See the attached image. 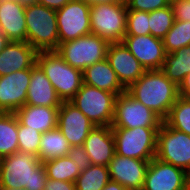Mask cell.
Returning <instances> with one entry per match:
<instances>
[{"label": "cell", "mask_w": 190, "mask_h": 190, "mask_svg": "<svg viewBox=\"0 0 190 190\" xmlns=\"http://www.w3.org/2000/svg\"><path fill=\"white\" fill-rule=\"evenodd\" d=\"M179 96L190 98V74L187 75L184 81L179 86Z\"/></svg>", "instance_id": "cell-39"}, {"label": "cell", "mask_w": 190, "mask_h": 190, "mask_svg": "<svg viewBox=\"0 0 190 190\" xmlns=\"http://www.w3.org/2000/svg\"><path fill=\"white\" fill-rule=\"evenodd\" d=\"M90 8L84 0H71L56 10L59 44L91 33Z\"/></svg>", "instance_id": "cell-11"}, {"label": "cell", "mask_w": 190, "mask_h": 190, "mask_svg": "<svg viewBox=\"0 0 190 190\" xmlns=\"http://www.w3.org/2000/svg\"><path fill=\"white\" fill-rule=\"evenodd\" d=\"M0 190H25V189H4V188H0Z\"/></svg>", "instance_id": "cell-45"}, {"label": "cell", "mask_w": 190, "mask_h": 190, "mask_svg": "<svg viewBox=\"0 0 190 190\" xmlns=\"http://www.w3.org/2000/svg\"><path fill=\"white\" fill-rule=\"evenodd\" d=\"M166 53L174 52L190 45V22L175 20L171 29L162 39Z\"/></svg>", "instance_id": "cell-30"}, {"label": "cell", "mask_w": 190, "mask_h": 190, "mask_svg": "<svg viewBox=\"0 0 190 190\" xmlns=\"http://www.w3.org/2000/svg\"><path fill=\"white\" fill-rule=\"evenodd\" d=\"M118 95L82 83L80 90L69 101L95 126H110L113 123L115 101Z\"/></svg>", "instance_id": "cell-5"}, {"label": "cell", "mask_w": 190, "mask_h": 190, "mask_svg": "<svg viewBox=\"0 0 190 190\" xmlns=\"http://www.w3.org/2000/svg\"><path fill=\"white\" fill-rule=\"evenodd\" d=\"M31 69L0 76V112L14 113L26 103Z\"/></svg>", "instance_id": "cell-14"}, {"label": "cell", "mask_w": 190, "mask_h": 190, "mask_svg": "<svg viewBox=\"0 0 190 190\" xmlns=\"http://www.w3.org/2000/svg\"><path fill=\"white\" fill-rule=\"evenodd\" d=\"M164 121L171 128L190 135V98L179 96Z\"/></svg>", "instance_id": "cell-29"}, {"label": "cell", "mask_w": 190, "mask_h": 190, "mask_svg": "<svg viewBox=\"0 0 190 190\" xmlns=\"http://www.w3.org/2000/svg\"><path fill=\"white\" fill-rule=\"evenodd\" d=\"M67 156L75 162V166L79 167L80 171H84L91 165L89 155L83 146H71Z\"/></svg>", "instance_id": "cell-35"}, {"label": "cell", "mask_w": 190, "mask_h": 190, "mask_svg": "<svg viewBox=\"0 0 190 190\" xmlns=\"http://www.w3.org/2000/svg\"><path fill=\"white\" fill-rule=\"evenodd\" d=\"M106 59L125 89H128L146 72L145 68L122 42L109 43Z\"/></svg>", "instance_id": "cell-17"}, {"label": "cell", "mask_w": 190, "mask_h": 190, "mask_svg": "<svg viewBox=\"0 0 190 190\" xmlns=\"http://www.w3.org/2000/svg\"><path fill=\"white\" fill-rule=\"evenodd\" d=\"M126 3H98L91 5V33L108 43L122 42L126 34Z\"/></svg>", "instance_id": "cell-6"}, {"label": "cell", "mask_w": 190, "mask_h": 190, "mask_svg": "<svg viewBox=\"0 0 190 190\" xmlns=\"http://www.w3.org/2000/svg\"><path fill=\"white\" fill-rule=\"evenodd\" d=\"M83 147L92 165L108 166L115 151V138L110 126H95L84 141Z\"/></svg>", "instance_id": "cell-18"}, {"label": "cell", "mask_w": 190, "mask_h": 190, "mask_svg": "<svg viewBox=\"0 0 190 190\" xmlns=\"http://www.w3.org/2000/svg\"><path fill=\"white\" fill-rule=\"evenodd\" d=\"M83 83L116 95L126 91L107 59L94 63L82 71Z\"/></svg>", "instance_id": "cell-23"}, {"label": "cell", "mask_w": 190, "mask_h": 190, "mask_svg": "<svg viewBox=\"0 0 190 190\" xmlns=\"http://www.w3.org/2000/svg\"><path fill=\"white\" fill-rule=\"evenodd\" d=\"M186 190H190V178L187 179Z\"/></svg>", "instance_id": "cell-44"}, {"label": "cell", "mask_w": 190, "mask_h": 190, "mask_svg": "<svg viewBox=\"0 0 190 190\" xmlns=\"http://www.w3.org/2000/svg\"><path fill=\"white\" fill-rule=\"evenodd\" d=\"M16 1H19L20 3L27 5V4L36 3L37 0H16Z\"/></svg>", "instance_id": "cell-43"}, {"label": "cell", "mask_w": 190, "mask_h": 190, "mask_svg": "<svg viewBox=\"0 0 190 190\" xmlns=\"http://www.w3.org/2000/svg\"><path fill=\"white\" fill-rule=\"evenodd\" d=\"M176 1H179V0H168V2H169L170 4H172V3L176 2Z\"/></svg>", "instance_id": "cell-46"}, {"label": "cell", "mask_w": 190, "mask_h": 190, "mask_svg": "<svg viewBox=\"0 0 190 190\" xmlns=\"http://www.w3.org/2000/svg\"><path fill=\"white\" fill-rule=\"evenodd\" d=\"M46 182V169L33 154L18 151L1 158L0 188L43 190Z\"/></svg>", "instance_id": "cell-2"}, {"label": "cell", "mask_w": 190, "mask_h": 190, "mask_svg": "<svg viewBox=\"0 0 190 190\" xmlns=\"http://www.w3.org/2000/svg\"><path fill=\"white\" fill-rule=\"evenodd\" d=\"M149 12L128 10L125 35H149Z\"/></svg>", "instance_id": "cell-33"}, {"label": "cell", "mask_w": 190, "mask_h": 190, "mask_svg": "<svg viewBox=\"0 0 190 190\" xmlns=\"http://www.w3.org/2000/svg\"><path fill=\"white\" fill-rule=\"evenodd\" d=\"M188 173L154 157L148 165L142 190H186Z\"/></svg>", "instance_id": "cell-12"}, {"label": "cell", "mask_w": 190, "mask_h": 190, "mask_svg": "<svg viewBox=\"0 0 190 190\" xmlns=\"http://www.w3.org/2000/svg\"><path fill=\"white\" fill-rule=\"evenodd\" d=\"M71 145L57 127L42 133L38 158L43 163L58 157L67 156Z\"/></svg>", "instance_id": "cell-25"}, {"label": "cell", "mask_w": 190, "mask_h": 190, "mask_svg": "<svg viewBox=\"0 0 190 190\" xmlns=\"http://www.w3.org/2000/svg\"><path fill=\"white\" fill-rule=\"evenodd\" d=\"M37 53L26 41H10L0 52V76L31 69L36 64Z\"/></svg>", "instance_id": "cell-19"}, {"label": "cell", "mask_w": 190, "mask_h": 190, "mask_svg": "<svg viewBox=\"0 0 190 190\" xmlns=\"http://www.w3.org/2000/svg\"><path fill=\"white\" fill-rule=\"evenodd\" d=\"M47 178L51 180L68 181L75 183L81 171L75 166V162L68 156L43 162Z\"/></svg>", "instance_id": "cell-28"}, {"label": "cell", "mask_w": 190, "mask_h": 190, "mask_svg": "<svg viewBox=\"0 0 190 190\" xmlns=\"http://www.w3.org/2000/svg\"><path fill=\"white\" fill-rule=\"evenodd\" d=\"M26 42L37 52L56 51L59 47L56 10L39 3L25 6Z\"/></svg>", "instance_id": "cell-3"}, {"label": "cell", "mask_w": 190, "mask_h": 190, "mask_svg": "<svg viewBox=\"0 0 190 190\" xmlns=\"http://www.w3.org/2000/svg\"><path fill=\"white\" fill-rule=\"evenodd\" d=\"M71 0H37L36 3L42 4L47 8L58 10Z\"/></svg>", "instance_id": "cell-38"}, {"label": "cell", "mask_w": 190, "mask_h": 190, "mask_svg": "<svg viewBox=\"0 0 190 190\" xmlns=\"http://www.w3.org/2000/svg\"><path fill=\"white\" fill-rule=\"evenodd\" d=\"M57 127L71 146H83L95 125L72 103L62 102L58 110Z\"/></svg>", "instance_id": "cell-16"}, {"label": "cell", "mask_w": 190, "mask_h": 190, "mask_svg": "<svg viewBox=\"0 0 190 190\" xmlns=\"http://www.w3.org/2000/svg\"><path fill=\"white\" fill-rule=\"evenodd\" d=\"M18 119L15 113L0 112V159L18 152Z\"/></svg>", "instance_id": "cell-26"}, {"label": "cell", "mask_w": 190, "mask_h": 190, "mask_svg": "<svg viewBox=\"0 0 190 190\" xmlns=\"http://www.w3.org/2000/svg\"><path fill=\"white\" fill-rule=\"evenodd\" d=\"M25 104L51 108H59L62 104L53 85L37 63L31 68V80Z\"/></svg>", "instance_id": "cell-20"}, {"label": "cell", "mask_w": 190, "mask_h": 190, "mask_svg": "<svg viewBox=\"0 0 190 190\" xmlns=\"http://www.w3.org/2000/svg\"><path fill=\"white\" fill-rule=\"evenodd\" d=\"M90 5L98 3H126V0H84Z\"/></svg>", "instance_id": "cell-41"}, {"label": "cell", "mask_w": 190, "mask_h": 190, "mask_svg": "<svg viewBox=\"0 0 190 190\" xmlns=\"http://www.w3.org/2000/svg\"><path fill=\"white\" fill-rule=\"evenodd\" d=\"M25 4L0 0V29L10 41H26Z\"/></svg>", "instance_id": "cell-21"}, {"label": "cell", "mask_w": 190, "mask_h": 190, "mask_svg": "<svg viewBox=\"0 0 190 190\" xmlns=\"http://www.w3.org/2000/svg\"><path fill=\"white\" fill-rule=\"evenodd\" d=\"M43 190H76V186L73 182L51 180L47 178V182Z\"/></svg>", "instance_id": "cell-37"}, {"label": "cell", "mask_w": 190, "mask_h": 190, "mask_svg": "<svg viewBox=\"0 0 190 190\" xmlns=\"http://www.w3.org/2000/svg\"><path fill=\"white\" fill-rule=\"evenodd\" d=\"M41 136L42 133L35 128L24 126L18 121L17 138L19 152L33 154L38 157Z\"/></svg>", "instance_id": "cell-32"}, {"label": "cell", "mask_w": 190, "mask_h": 190, "mask_svg": "<svg viewBox=\"0 0 190 190\" xmlns=\"http://www.w3.org/2000/svg\"><path fill=\"white\" fill-rule=\"evenodd\" d=\"M59 108L24 105L14 113L18 121L41 133L57 128Z\"/></svg>", "instance_id": "cell-22"}, {"label": "cell", "mask_w": 190, "mask_h": 190, "mask_svg": "<svg viewBox=\"0 0 190 190\" xmlns=\"http://www.w3.org/2000/svg\"><path fill=\"white\" fill-rule=\"evenodd\" d=\"M122 43L145 70L162 69L165 59L163 40L149 35H125Z\"/></svg>", "instance_id": "cell-13"}, {"label": "cell", "mask_w": 190, "mask_h": 190, "mask_svg": "<svg viewBox=\"0 0 190 190\" xmlns=\"http://www.w3.org/2000/svg\"><path fill=\"white\" fill-rule=\"evenodd\" d=\"M155 157L188 173L190 170V135L171 128L163 121L157 133Z\"/></svg>", "instance_id": "cell-9"}, {"label": "cell", "mask_w": 190, "mask_h": 190, "mask_svg": "<svg viewBox=\"0 0 190 190\" xmlns=\"http://www.w3.org/2000/svg\"><path fill=\"white\" fill-rule=\"evenodd\" d=\"M126 91L163 121L179 97V87L161 70H146Z\"/></svg>", "instance_id": "cell-1"}, {"label": "cell", "mask_w": 190, "mask_h": 190, "mask_svg": "<svg viewBox=\"0 0 190 190\" xmlns=\"http://www.w3.org/2000/svg\"><path fill=\"white\" fill-rule=\"evenodd\" d=\"M10 40L6 37L4 32L0 29V52L8 45Z\"/></svg>", "instance_id": "cell-42"}, {"label": "cell", "mask_w": 190, "mask_h": 190, "mask_svg": "<svg viewBox=\"0 0 190 190\" xmlns=\"http://www.w3.org/2000/svg\"><path fill=\"white\" fill-rule=\"evenodd\" d=\"M148 21L150 34L156 38L163 39L175 21L171 4L149 12Z\"/></svg>", "instance_id": "cell-31"}, {"label": "cell", "mask_w": 190, "mask_h": 190, "mask_svg": "<svg viewBox=\"0 0 190 190\" xmlns=\"http://www.w3.org/2000/svg\"><path fill=\"white\" fill-rule=\"evenodd\" d=\"M102 190H128L118 182L110 180Z\"/></svg>", "instance_id": "cell-40"}, {"label": "cell", "mask_w": 190, "mask_h": 190, "mask_svg": "<svg viewBox=\"0 0 190 190\" xmlns=\"http://www.w3.org/2000/svg\"><path fill=\"white\" fill-rule=\"evenodd\" d=\"M162 123L163 120L157 114L127 91L117 96L111 128H160Z\"/></svg>", "instance_id": "cell-10"}, {"label": "cell", "mask_w": 190, "mask_h": 190, "mask_svg": "<svg viewBox=\"0 0 190 190\" xmlns=\"http://www.w3.org/2000/svg\"><path fill=\"white\" fill-rule=\"evenodd\" d=\"M150 160L114 155L108 165L110 180L128 190H142Z\"/></svg>", "instance_id": "cell-15"}, {"label": "cell", "mask_w": 190, "mask_h": 190, "mask_svg": "<svg viewBox=\"0 0 190 190\" xmlns=\"http://www.w3.org/2000/svg\"><path fill=\"white\" fill-rule=\"evenodd\" d=\"M110 181L108 166L90 165L75 181L76 190H102Z\"/></svg>", "instance_id": "cell-27"}, {"label": "cell", "mask_w": 190, "mask_h": 190, "mask_svg": "<svg viewBox=\"0 0 190 190\" xmlns=\"http://www.w3.org/2000/svg\"><path fill=\"white\" fill-rule=\"evenodd\" d=\"M161 70L170 81L179 87L185 77L190 74V45L166 53Z\"/></svg>", "instance_id": "cell-24"}, {"label": "cell", "mask_w": 190, "mask_h": 190, "mask_svg": "<svg viewBox=\"0 0 190 190\" xmlns=\"http://www.w3.org/2000/svg\"><path fill=\"white\" fill-rule=\"evenodd\" d=\"M168 0H126L128 10L151 12L169 6Z\"/></svg>", "instance_id": "cell-34"}, {"label": "cell", "mask_w": 190, "mask_h": 190, "mask_svg": "<svg viewBox=\"0 0 190 190\" xmlns=\"http://www.w3.org/2000/svg\"><path fill=\"white\" fill-rule=\"evenodd\" d=\"M159 128H112L115 151L119 156L152 160L156 153Z\"/></svg>", "instance_id": "cell-7"}, {"label": "cell", "mask_w": 190, "mask_h": 190, "mask_svg": "<svg viewBox=\"0 0 190 190\" xmlns=\"http://www.w3.org/2000/svg\"><path fill=\"white\" fill-rule=\"evenodd\" d=\"M109 43L93 33L75 40L60 43L56 50L63 60L72 67L83 71L107 57Z\"/></svg>", "instance_id": "cell-8"}, {"label": "cell", "mask_w": 190, "mask_h": 190, "mask_svg": "<svg viewBox=\"0 0 190 190\" xmlns=\"http://www.w3.org/2000/svg\"><path fill=\"white\" fill-rule=\"evenodd\" d=\"M36 63L44 71L62 102H69L83 83L82 71L66 63L57 51H40Z\"/></svg>", "instance_id": "cell-4"}, {"label": "cell", "mask_w": 190, "mask_h": 190, "mask_svg": "<svg viewBox=\"0 0 190 190\" xmlns=\"http://www.w3.org/2000/svg\"><path fill=\"white\" fill-rule=\"evenodd\" d=\"M175 20L190 22V0H179L171 4Z\"/></svg>", "instance_id": "cell-36"}]
</instances>
